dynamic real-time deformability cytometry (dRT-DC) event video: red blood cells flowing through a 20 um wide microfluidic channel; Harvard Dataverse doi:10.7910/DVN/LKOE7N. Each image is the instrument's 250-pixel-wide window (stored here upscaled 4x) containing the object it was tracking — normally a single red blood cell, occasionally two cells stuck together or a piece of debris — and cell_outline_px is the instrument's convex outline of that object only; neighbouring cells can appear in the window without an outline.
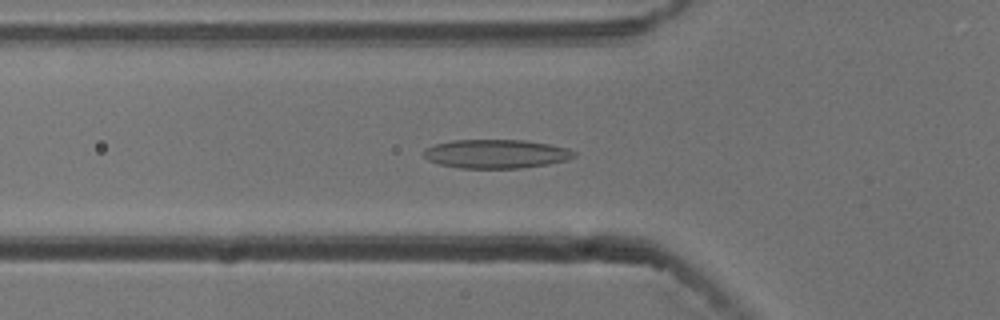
{"species": "common noctule bat (a hibernating species)", "species_latin": "Nyctalus noctula", "temperature_condition": "cold", "stored_images_in_passage": 45, "camera_frame_rate_fps": 3000, "um_per_image_px": 0.085, "animal": {"sex": "male", "body_mass_g": 13.3}, "frame": {"image": 1, "passage_image": 8, "time_ms": 2.333, "image_size_px": [1000, 320], "cell_outline_px": [[576, 156], [568, 160], [548, 164], [520, 168], [460, 168], [440, 164], [428, 160], [424, 156], [424, 148], [436, 144], [452, 140], [524, 140], [548, 144], [568, 148], [576, 152]], "centroid_in_image_um": [42.18, 13.08], "position_along_channel_um": 83.6, "area_um2": 25.26}}
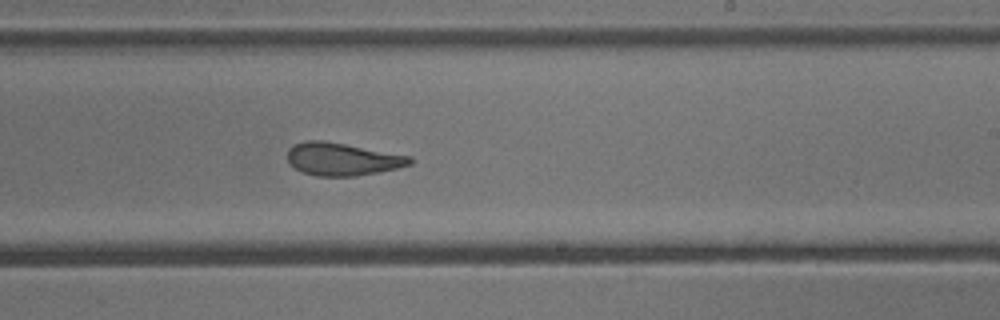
{"frame": {"image": 2, "passage_image": 22, "time_ms": 7.0, "image_size_px": [1000, 320], "cell_outline_px": [[412, 164], [396, 168], [356, 176], [316, 176], [304, 172], [296, 168], [288, 160], [288, 148], [304, 140], [324, 140], [412, 156]], "centroid_in_image_um": [29.11, 13.51], "position_along_channel_um": 259.9, "area_um2": 23.18}}
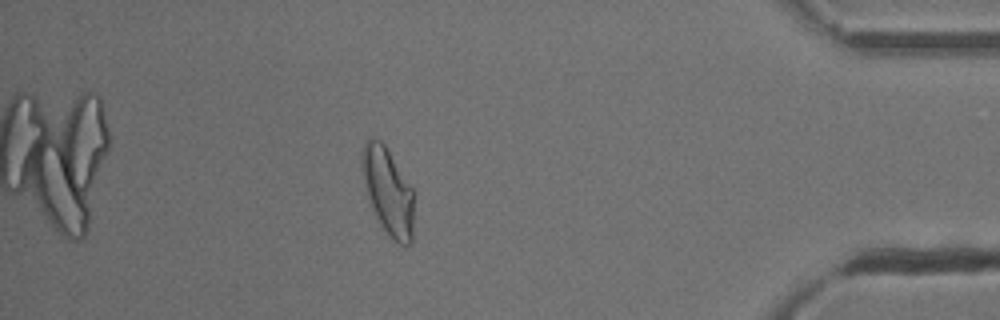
{"frame": {"image": 3, "passage_image": 37, "time_ms": 12.0, "image_size_px": [1000, 320], "cell_outline_px": [[416, 192], [412, 244], [404, 248], [392, 240], [384, 232], [376, 220], [364, 184], [360, 156], [364, 144], [372, 136], [380, 140], [384, 144]], "centroid_in_image_um": [33.03, 16.35], "position_along_channel_um": 402.2, "area_um2": 27.46}, "authors_computed_cell_mechanics": {"area_um2": 24.9696, "velocity_mm_per_s": 3.7519, "shape_relaxation_time_tau1_ms": 7.2852, "shape_relaxation_time_tau2_ms": 1.8563, "deformation_change_tau1": 0.19, "deformation_change_tau2": 0.0967}}